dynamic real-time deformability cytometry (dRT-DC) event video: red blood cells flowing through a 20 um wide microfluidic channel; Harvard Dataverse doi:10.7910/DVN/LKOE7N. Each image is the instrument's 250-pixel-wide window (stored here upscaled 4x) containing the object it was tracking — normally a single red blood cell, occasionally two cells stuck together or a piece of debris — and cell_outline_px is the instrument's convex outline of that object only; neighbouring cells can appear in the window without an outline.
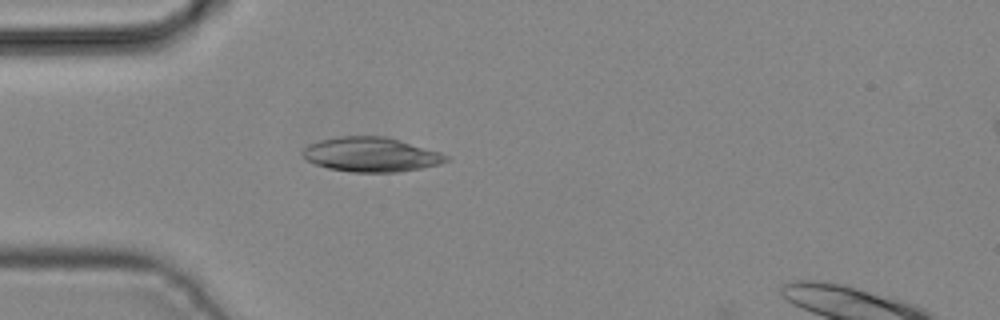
{"species": "common noctule bat (a hibernating species)", "species_latin": "Nyctalus noctula", "temperature_condition": "cold", "stored_images_in_passage": 2, "camera_frame_rate_fps": 3000, "um_per_image_px": 0.085, "animal": {"sex": "male", "body_mass_g": 19.2, "forearm_length_mm": 51.8}, "frame": {"image": 1, "passage_image": 1, "time_ms": 0.0, "image_size_px": [1000, 320], "cell_outline_px": [[448, 160], [440, 164], [400, 172], [352, 172], [328, 168], [316, 164], [308, 160], [300, 152], [308, 144], [320, 140], [340, 136], [384, 136], [440, 152], [448, 156]], "centroid_in_image_um": [31.52, 13.14], "position_along_channel_um": 53.5, "area_um2": 28.61}}